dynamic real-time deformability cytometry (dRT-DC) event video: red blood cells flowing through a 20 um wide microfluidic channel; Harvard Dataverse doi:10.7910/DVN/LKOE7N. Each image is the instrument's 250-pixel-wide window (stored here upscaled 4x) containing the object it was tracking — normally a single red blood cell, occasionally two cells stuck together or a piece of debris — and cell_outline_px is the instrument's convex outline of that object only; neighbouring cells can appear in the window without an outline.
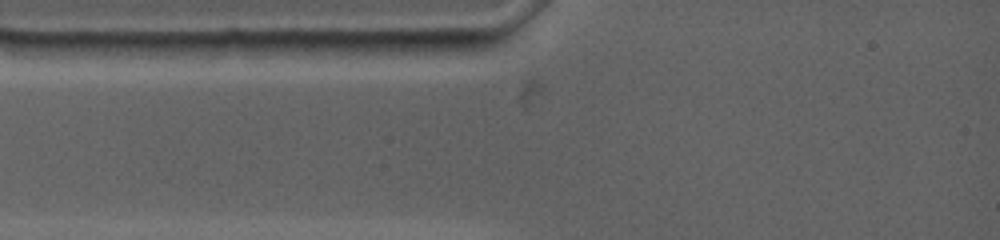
{"species": "common noctule bat (a hibernating species)", "species_latin": "Nyctalus noctula", "temperature_condition": "warm", "stored_images_in_passage": 4, "camera_frame_rate_fps": 4500, "um_per_image_px": 0.085, "animal": {"sex": "female", "body_mass_g": 19.0, "forearm_length_mm": 53.3}, "frame": {"image": 1, "passage_image": 2, "time_ms": 0.444, "image_size_px": [1000, 240], "cell_outline_px": [[476, 48], [468, 56], [372, 52], [352, 40], [472, 40], [476, 44]], "centroid_in_image_um": [35.76, 3.98], "position_along_channel_um": 49.2, "area_um2": 11.21}}